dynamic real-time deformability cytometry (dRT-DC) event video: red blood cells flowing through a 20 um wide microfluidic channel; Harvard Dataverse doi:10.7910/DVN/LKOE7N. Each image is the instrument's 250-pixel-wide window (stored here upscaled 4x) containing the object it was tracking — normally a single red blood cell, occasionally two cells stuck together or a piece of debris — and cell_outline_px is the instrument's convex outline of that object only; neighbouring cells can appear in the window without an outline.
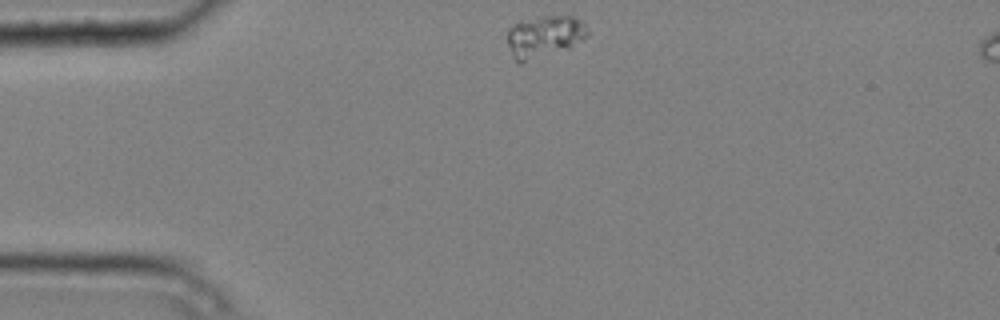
{"species": "common noctule bat (a hibernating species)", "species_latin": "Nyctalus noctula", "temperature_condition": "cold", "stored_images_in_passage": 3, "camera_frame_rate_fps": 3000, "um_per_image_px": 0.085, "animal": {"sex": "male", "body_mass_g": 20.4}, "frame": {"image": 1, "passage_image": 1, "time_ms": 0.0, "image_size_px": [1000, 320], "cell_outline_px": [[588, 36], [584, 40], [568, 48], [520, 64], [512, 56], [508, 44], [508, 32], [520, 20], [544, 16], [572, 16], [580, 20], [584, 24], [588, 32]], "centroid_in_image_um": [46.28, 3.1], "position_along_channel_um": 38.7, "area_um2": 19.42}}